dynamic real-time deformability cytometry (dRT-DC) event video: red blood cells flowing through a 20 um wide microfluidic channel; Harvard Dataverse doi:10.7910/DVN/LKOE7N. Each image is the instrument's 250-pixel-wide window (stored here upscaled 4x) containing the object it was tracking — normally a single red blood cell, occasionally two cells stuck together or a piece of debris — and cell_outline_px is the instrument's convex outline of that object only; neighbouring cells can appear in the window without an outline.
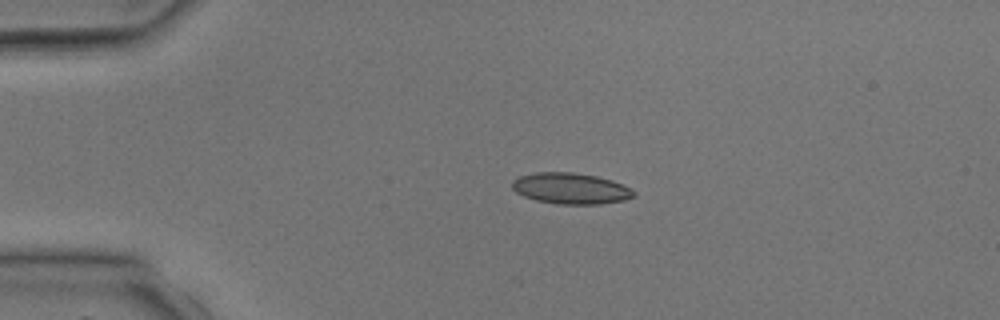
{"species": "common noctule bat (a hibernating species)", "species_latin": "Nyctalus noctula", "temperature_condition": "room temperature", "stored_images_in_passage": 5, "camera_frame_rate_fps": 3000, "um_per_image_px": 0.085, "animal": {"sex": "male", "body_mass_g": 17.9, "forearm_length_mm": 54.2}, "frame": {"image": 1, "passage_image": 3, "time_ms": 3.0, "image_size_px": [1000, 320], "cell_outline_px": [[636, 196], [624, 200], [600, 204], [556, 204], [536, 200], [524, 196], [516, 192], [512, 188], [512, 180], [520, 176], [536, 172], [572, 172], [596, 176], [612, 180], [624, 184], [636, 192]], "centroid_in_image_um": [48.53, 16.02], "position_along_channel_um": 36.5, "area_um2": 22.14}}